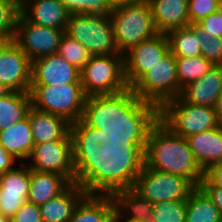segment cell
Here are the masks:
<instances>
[{
    "instance_id": "cell-1",
    "label": "cell",
    "mask_w": 222,
    "mask_h": 222,
    "mask_svg": "<svg viewBox=\"0 0 222 222\" xmlns=\"http://www.w3.org/2000/svg\"><path fill=\"white\" fill-rule=\"evenodd\" d=\"M159 108L131 88L116 94L87 96L75 127L83 158L95 171L115 170L146 148Z\"/></svg>"
},
{
    "instance_id": "cell-2",
    "label": "cell",
    "mask_w": 222,
    "mask_h": 222,
    "mask_svg": "<svg viewBox=\"0 0 222 222\" xmlns=\"http://www.w3.org/2000/svg\"><path fill=\"white\" fill-rule=\"evenodd\" d=\"M138 159L147 167L180 175L198 187L204 171L190 150L188 141L174 133L160 119L151 127L145 151Z\"/></svg>"
},
{
    "instance_id": "cell-3",
    "label": "cell",
    "mask_w": 222,
    "mask_h": 222,
    "mask_svg": "<svg viewBox=\"0 0 222 222\" xmlns=\"http://www.w3.org/2000/svg\"><path fill=\"white\" fill-rule=\"evenodd\" d=\"M136 193L152 204L187 201L195 186L186 178L151 169L138 158L123 162L114 170Z\"/></svg>"
},
{
    "instance_id": "cell-4",
    "label": "cell",
    "mask_w": 222,
    "mask_h": 222,
    "mask_svg": "<svg viewBox=\"0 0 222 222\" xmlns=\"http://www.w3.org/2000/svg\"><path fill=\"white\" fill-rule=\"evenodd\" d=\"M26 164L32 170L64 176L70 183L84 181L94 171L82 156L76 129L64 140L35 144Z\"/></svg>"
},
{
    "instance_id": "cell-5",
    "label": "cell",
    "mask_w": 222,
    "mask_h": 222,
    "mask_svg": "<svg viewBox=\"0 0 222 222\" xmlns=\"http://www.w3.org/2000/svg\"><path fill=\"white\" fill-rule=\"evenodd\" d=\"M109 16L119 54L125 55L140 42L159 33L148 0H124L115 3Z\"/></svg>"
},
{
    "instance_id": "cell-6",
    "label": "cell",
    "mask_w": 222,
    "mask_h": 222,
    "mask_svg": "<svg viewBox=\"0 0 222 222\" xmlns=\"http://www.w3.org/2000/svg\"><path fill=\"white\" fill-rule=\"evenodd\" d=\"M32 106L65 118L76 127L82 118L86 95L81 83L31 85Z\"/></svg>"
},
{
    "instance_id": "cell-7",
    "label": "cell",
    "mask_w": 222,
    "mask_h": 222,
    "mask_svg": "<svg viewBox=\"0 0 222 222\" xmlns=\"http://www.w3.org/2000/svg\"><path fill=\"white\" fill-rule=\"evenodd\" d=\"M80 72L86 96L116 94L129 88L122 54L92 55Z\"/></svg>"
},
{
    "instance_id": "cell-8",
    "label": "cell",
    "mask_w": 222,
    "mask_h": 222,
    "mask_svg": "<svg viewBox=\"0 0 222 222\" xmlns=\"http://www.w3.org/2000/svg\"><path fill=\"white\" fill-rule=\"evenodd\" d=\"M131 89L141 100L150 102L159 109L167 101L179 97L182 88L177 78L174 54L169 51Z\"/></svg>"
},
{
    "instance_id": "cell-9",
    "label": "cell",
    "mask_w": 222,
    "mask_h": 222,
    "mask_svg": "<svg viewBox=\"0 0 222 222\" xmlns=\"http://www.w3.org/2000/svg\"><path fill=\"white\" fill-rule=\"evenodd\" d=\"M159 119L184 138L220 125L213 106L193 105L180 96L167 101L159 109Z\"/></svg>"
},
{
    "instance_id": "cell-10",
    "label": "cell",
    "mask_w": 222,
    "mask_h": 222,
    "mask_svg": "<svg viewBox=\"0 0 222 222\" xmlns=\"http://www.w3.org/2000/svg\"><path fill=\"white\" fill-rule=\"evenodd\" d=\"M65 33L80 42L91 55L119 54L109 14L71 13Z\"/></svg>"
},
{
    "instance_id": "cell-11",
    "label": "cell",
    "mask_w": 222,
    "mask_h": 222,
    "mask_svg": "<svg viewBox=\"0 0 222 222\" xmlns=\"http://www.w3.org/2000/svg\"><path fill=\"white\" fill-rule=\"evenodd\" d=\"M65 30L31 23L21 12L17 16L14 42L33 62L57 54Z\"/></svg>"
},
{
    "instance_id": "cell-12",
    "label": "cell",
    "mask_w": 222,
    "mask_h": 222,
    "mask_svg": "<svg viewBox=\"0 0 222 222\" xmlns=\"http://www.w3.org/2000/svg\"><path fill=\"white\" fill-rule=\"evenodd\" d=\"M99 181L109 190L115 203V211L126 220L152 218L151 202L136 193L114 170L100 172Z\"/></svg>"
},
{
    "instance_id": "cell-13",
    "label": "cell",
    "mask_w": 222,
    "mask_h": 222,
    "mask_svg": "<svg viewBox=\"0 0 222 222\" xmlns=\"http://www.w3.org/2000/svg\"><path fill=\"white\" fill-rule=\"evenodd\" d=\"M169 51L167 36L161 33L140 42L128 51L124 55L125 79L128 87L131 88Z\"/></svg>"
},
{
    "instance_id": "cell-14",
    "label": "cell",
    "mask_w": 222,
    "mask_h": 222,
    "mask_svg": "<svg viewBox=\"0 0 222 222\" xmlns=\"http://www.w3.org/2000/svg\"><path fill=\"white\" fill-rule=\"evenodd\" d=\"M99 171L71 183L61 194L39 206L43 222H69L79 201L99 182Z\"/></svg>"
},
{
    "instance_id": "cell-15",
    "label": "cell",
    "mask_w": 222,
    "mask_h": 222,
    "mask_svg": "<svg viewBox=\"0 0 222 222\" xmlns=\"http://www.w3.org/2000/svg\"><path fill=\"white\" fill-rule=\"evenodd\" d=\"M32 61L11 41L0 54V81L15 92H30Z\"/></svg>"
},
{
    "instance_id": "cell-16",
    "label": "cell",
    "mask_w": 222,
    "mask_h": 222,
    "mask_svg": "<svg viewBox=\"0 0 222 222\" xmlns=\"http://www.w3.org/2000/svg\"><path fill=\"white\" fill-rule=\"evenodd\" d=\"M19 166L15 165L12 170L0 176V214L10 220L27 201L29 194L31 169L26 163H19Z\"/></svg>"
},
{
    "instance_id": "cell-17",
    "label": "cell",
    "mask_w": 222,
    "mask_h": 222,
    "mask_svg": "<svg viewBox=\"0 0 222 222\" xmlns=\"http://www.w3.org/2000/svg\"><path fill=\"white\" fill-rule=\"evenodd\" d=\"M80 75V70L60 55H49L32 62L31 85L81 83Z\"/></svg>"
},
{
    "instance_id": "cell-18",
    "label": "cell",
    "mask_w": 222,
    "mask_h": 222,
    "mask_svg": "<svg viewBox=\"0 0 222 222\" xmlns=\"http://www.w3.org/2000/svg\"><path fill=\"white\" fill-rule=\"evenodd\" d=\"M114 212L113 196L99 181L79 201L69 222H106Z\"/></svg>"
},
{
    "instance_id": "cell-19",
    "label": "cell",
    "mask_w": 222,
    "mask_h": 222,
    "mask_svg": "<svg viewBox=\"0 0 222 222\" xmlns=\"http://www.w3.org/2000/svg\"><path fill=\"white\" fill-rule=\"evenodd\" d=\"M20 12L37 25L66 30L71 12L60 0H20Z\"/></svg>"
},
{
    "instance_id": "cell-20",
    "label": "cell",
    "mask_w": 222,
    "mask_h": 222,
    "mask_svg": "<svg viewBox=\"0 0 222 222\" xmlns=\"http://www.w3.org/2000/svg\"><path fill=\"white\" fill-rule=\"evenodd\" d=\"M34 145L64 140L75 127L65 118L35 109L28 112Z\"/></svg>"
},
{
    "instance_id": "cell-21",
    "label": "cell",
    "mask_w": 222,
    "mask_h": 222,
    "mask_svg": "<svg viewBox=\"0 0 222 222\" xmlns=\"http://www.w3.org/2000/svg\"><path fill=\"white\" fill-rule=\"evenodd\" d=\"M222 92V66H214L200 79L182 88L180 97L193 105L215 106Z\"/></svg>"
},
{
    "instance_id": "cell-22",
    "label": "cell",
    "mask_w": 222,
    "mask_h": 222,
    "mask_svg": "<svg viewBox=\"0 0 222 222\" xmlns=\"http://www.w3.org/2000/svg\"><path fill=\"white\" fill-rule=\"evenodd\" d=\"M190 150L205 172L222 161V125L186 138Z\"/></svg>"
},
{
    "instance_id": "cell-23",
    "label": "cell",
    "mask_w": 222,
    "mask_h": 222,
    "mask_svg": "<svg viewBox=\"0 0 222 222\" xmlns=\"http://www.w3.org/2000/svg\"><path fill=\"white\" fill-rule=\"evenodd\" d=\"M152 17L159 33L190 25L188 0H148Z\"/></svg>"
},
{
    "instance_id": "cell-24",
    "label": "cell",
    "mask_w": 222,
    "mask_h": 222,
    "mask_svg": "<svg viewBox=\"0 0 222 222\" xmlns=\"http://www.w3.org/2000/svg\"><path fill=\"white\" fill-rule=\"evenodd\" d=\"M0 145L20 163L26 162L34 146L28 116L9 128L0 130Z\"/></svg>"
},
{
    "instance_id": "cell-25",
    "label": "cell",
    "mask_w": 222,
    "mask_h": 222,
    "mask_svg": "<svg viewBox=\"0 0 222 222\" xmlns=\"http://www.w3.org/2000/svg\"><path fill=\"white\" fill-rule=\"evenodd\" d=\"M71 183L53 172H41L31 169L30 188L27 201L42 205L61 194Z\"/></svg>"
},
{
    "instance_id": "cell-26",
    "label": "cell",
    "mask_w": 222,
    "mask_h": 222,
    "mask_svg": "<svg viewBox=\"0 0 222 222\" xmlns=\"http://www.w3.org/2000/svg\"><path fill=\"white\" fill-rule=\"evenodd\" d=\"M32 107L30 92L11 91L0 98V130L9 128L28 116Z\"/></svg>"
},
{
    "instance_id": "cell-27",
    "label": "cell",
    "mask_w": 222,
    "mask_h": 222,
    "mask_svg": "<svg viewBox=\"0 0 222 222\" xmlns=\"http://www.w3.org/2000/svg\"><path fill=\"white\" fill-rule=\"evenodd\" d=\"M222 216L208 195L198 186L188 196L186 222H220Z\"/></svg>"
},
{
    "instance_id": "cell-28",
    "label": "cell",
    "mask_w": 222,
    "mask_h": 222,
    "mask_svg": "<svg viewBox=\"0 0 222 222\" xmlns=\"http://www.w3.org/2000/svg\"><path fill=\"white\" fill-rule=\"evenodd\" d=\"M169 50L176 58L201 56L199 37L195 25H187L166 34Z\"/></svg>"
},
{
    "instance_id": "cell-29",
    "label": "cell",
    "mask_w": 222,
    "mask_h": 222,
    "mask_svg": "<svg viewBox=\"0 0 222 222\" xmlns=\"http://www.w3.org/2000/svg\"><path fill=\"white\" fill-rule=\"evenodd\" d=\"M214 65L202 55L188 58H176L177 78L181 88L200 79Z\"/></svg>"
},
{
    "instance_id": "cell-30",
    "label": "cell",
    "mask_w": 222,
    "mask_h": 222,
    "mask_svg": "<svg viewBox=\"0 0 222 222\" xmlns=\"http://www.w3.org/2000/svg\"><path fill=\"white\" fill-rule=\"evenodd\" d=\"M57 54L80 71L92 56L80 42L66 33L61 38Z\"/></svg>"
},
{
    "instance_id": "cell-31",
    "label": "cell",
    "mask_w": 222,
    "mask_h": 222,
    "mask_svg": "<svg viewBox=\"0 0 222 222\" xmlns=\"http://www.w3.org/2000/svg\"><path fill=\"white\" fill-rule=\"evenodd\" d=\"M187 201H165L155 203L152 220L154 222H186Z\"/></svg>"
},
{
    "instance_id": "cell-32",
    "label": "cell",
    "mask_w": 222,
    "mask_h": 222,
    "mask_svg": "<svg viewBox=\"0 0 222 222\" xmlns=\"http://www.w3.org/2000/svg\"><path fill=\"white\" fill-rule=\"evenodd\" d=\"M71 13L109 14L114 3L111 0H60Z\"/></svg>"
},
{
    "instance_id": "cell-33",
    "label": "cell",
    "mask_w": 222,
    "mask_h": 222,
    "mask_svg": "<svg viewBox=\"0 0 222 222\" xmlns=\"http://www.w3.org/2000/svg\"><path fill=\"white\" fill-rule=\"evenodd\" d=\"M20 0H0V36L14 37Z\"/></svg>"
},
{
    "instance_id": "cell-34",
    "label": "cell",
    "mask_w": 222,
    "mask_h": 222,
    "mask_svg": "<svg viewBox=\"0 0 222 222\" xmlns=\"http://www.w3.org/2000/svg\"><path fill=\"white\" fill-rule=\"evenodd\" d=\"M201 55L214 66H222V38L203 33L196 25Z\"/></svg>"
},
{
    "instance_id": "cell-35",
    "label": "cell",
    "mask_w": 222,
    "mask_h": 222,
    "mask_svg": "<svg viewBox=\"0 0 222 222\" xmlns=\"http://www.w3.org/2000/svg\"><path fill=\"white\" fill-rule=\"evenodd\" d=\"M222 0H188L190 25H195L219 9Z\"/></svg>"
},
{
    "instance_id": "cell-36",
    "label": "cell",
    "mask_w": 222,
    "mask_h": 222,
    "mask_svg": "<svg viewBox=\"0 0 222 222\" xmlns=\"http://www.w3.org/2000/svg\"><path fill=\"white\" fill-rule=\"evenodd\" d=\"M203 33L222 38V15L219 10L195 24Z\"/></svg>"
},
{
    "instance_id": "cell-37",
    "label": "cell",
    "mask_w": 222,
    "mask_h": 222,
    "mask_svg": "<svg viewBox=\"0 0 222 222\" xmlns=\"http://www.w3.org/2000/svg\"><path fill=\"white\" fill-rule=\"evenodd\" d=\"M11 222H43L39 205L26 201L11 218Z\"/></svg>"
},
{
    "instance_id": "cell-38",
    "label": "cell",
    "mask_w": 222,
    "mask_h": 222,
    "mask_svg": "<svg viewBox=\"0 0 222 222\" xmlns=\"http://www.w3.org/2000/svg\"><path fill=\"white\" fill-rule=\"evenodd\" d=\"M199 187L208 195L222 216V188L212 186L205 178Z\"/></svg>"
},
{
    "instance_id": "cell-39",
    "label": "cell",
    "mask_w": 222,
    "mask_h": 222,
    "mask_svg": "<svg viewBox=\"0 0 222 222\" xmlns=\"http://www.w3.org/2000/svg\"><path fill=\"white\" fill-rule=\"evenodd\" d=\"M204 178L212 185L222 188V161L204 172Z\"/></svg>"
},
{
    "instance_id": "cell-40",
    "label": "cell",
    "mask_w": 222,
    "mask_h": 222,
    "mask_svg": "<svg viewBox=\"0 0 222 222\" xmlns=\"http://www.w3.org/2000/svg\"><path fill=\"white\" fill-rule=\"evenodd\" d=\"M15 163L19 164V162L0 145V176L4 172L12 170L15 167Z\"/></svg>"
},
{
    "instance_id": "cell-41",
    "label": "cell",
    "mask_w": 222,
    "mask_h": 222,
    "mask_svg": "<svg viewBox=\"0 0 222 222\" xmlns=\"http://www.w3.org/2000/svg\"><path fill=\"white\" fill-rule=\"evenodd\" d=\"M217 119L220 125H222V92L218 96V99L216 100L215 106H214Z\"/></svg>"
},
{
    "instance_id": "cell-42",
    "label": "cell",
    "mask_w": 222,
    "mask_h": 222,
    "mask_svg": "<svg viewBox=\"0 0 222 222\" xmlns=\"http://www.w3.org/2000/svg\"><path fill=\"white\" fill-rule=\"evenodd\" d=\"M13 40H14V37L0 36V54L6 48V46Z\"/></svg>"
},
{
    "instance_id": "cell-43",
    "label": "cell",
    "mask_w": 222,
    "mask_h": 222,
    "mask_svg": "<svg viewBox=\"0 0 222 222\" xmlns=\"http://www.w3.org/2000/svg\"><path fill=\"white\" fill-rule=\"evenodd\" d=\"M106 222H123V218L115 211Z\"/></svg>"
},
{
    "instance_id": "cell-44",
    "label": "cell",
    "mask_w": 222,
    "mask_h": 222,
    "mask_svg": "<svg viewBox=\"0 0 222 222\" xmlns=\"http://www.w3.org/2000/svg\"><path fill=\"white\" fill-rule=\"evenodd\" d=\"M11 90L8 89L1 81H0V98L10 93Z\"/></svg>"
},
{
    "instance_id": "cell-45",
    "label": "cell",
    "mask_w": 222,
    "mask_h": 222,
    "mask_svg": "<svg viewBox=\"0 0 222 222\" xmlns=\"http://www.w3.org/2000/svg\"><path fill=\"white\" fill-rule=\"evenodd\" d=\"M123 222H154L152 219H147V220H139V221H134V220H126L123 219Z\"/></svg>"
},
{
    "instance_id": "cell-46",
    "label": "cell",
    "mask_w": 222,
    "mask_h": 222,
    "mask_svg": "<svg viewBox=\"0 0 222 222\" xmlns=\"http://www.w3.org/2000/svg\"><path fill=\"white\" fill-rule=\"evenodd\" d=\"M0 222H11V220L4 215L0 214Z\"/></svg>"
},
{
    "instance_id": "cell-47",
    "label": "cell",
    "mask_w": 222,
    "mask_h": 222,
    "mask_svg": "<svg viewBox=\"0 0 222 222\" xmlns=\"http://www.w3.org/2000/svg\"><path fill=\"white\" fill-rule=\"evenodd\" d=\"M219 11H220V13H221V15H222V1L220 2V4H219V9H218Z\"/></svg>"
},
{
    "instance_id": "cell-48",
    "label": "cell",
    "mask_w": 222,
    "mask_h": 222,
    "mask_svg": "<svg viewBox=\"0 0 222 222\" xmlns=\"http://www.w3.org/2000/svg\"><path fill=\"white\" fill-rule=\"evenodd\" d=\"M114 4L115 3H118V2H121V1H124V0H111Z\"/></svg>"
},
{
    "instance_id": "cell-49",
    "label": "cell",
    "mask_w": 222,
    "mask_h": 222,
    "mask_svg": "<svg viewBox=\"0 0 222 222\" xmlns=\"http://www.w3.org/2000/svg\"><path fill=\"white\" fill-rule=\"evenodd\" d=\"M1 191H2V187H1V182H0V199H1Z\"/></svg>"
}]
</instances>
